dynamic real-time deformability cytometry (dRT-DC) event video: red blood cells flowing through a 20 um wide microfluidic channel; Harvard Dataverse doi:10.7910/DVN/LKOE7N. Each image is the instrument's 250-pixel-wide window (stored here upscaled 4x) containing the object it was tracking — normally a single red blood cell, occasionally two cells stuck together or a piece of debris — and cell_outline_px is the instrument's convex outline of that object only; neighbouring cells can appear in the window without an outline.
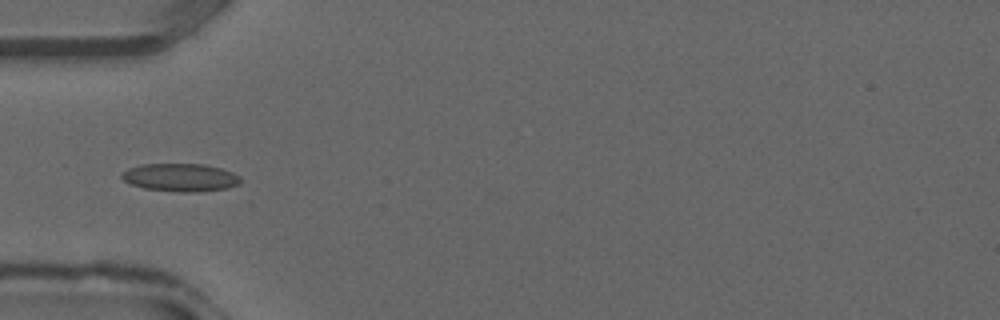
{"species": "common noctule bat (a hibernating species)", "species_latin": "Nyctalus noctula", "temperature_condition": "warm", "stored_images_in_passage": 28, "camera_frame_rate_fps": 3000, "um_per_image_px": 0.085, "animal": {"sex": "male", "forearm_length_mm": 52.5}, "frame": {"image": 1, "passage_image": 3, "time_ms": 0.667, "image_size_px": [1000, 320], "cell_outline_px": [[240, 184], [228, 188], [196, 192], [180, 192], [144, 188], [132, 184], [124, 180], [120, 176], [128, 168], [144, 164], [204, 164], [220, 168], [232, 172], [240, 176]], "centroid_in_image_um": [15.37, 15.08], "position_along_channel_um": 69.6, "area_um2": 19.25}}
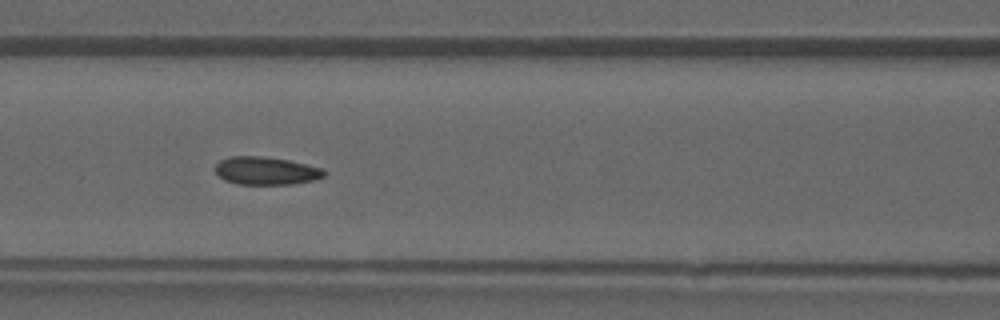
{"frame": {"image": 2, "passage_image": 7, "time_ms": 2.0, "image_size_px": [1000, 320], "cell_outline_px": [[324, 176], [312, 180], [292, 184], [236, 184], [224, 180], [216, 172], [216, 164], [220, 160], [228, 156], [264, 156], [288, 160], [324, 168]], "centroid_in_image_um": [22.59, 14.51], "position_along_channel_um": 144.0, "area_um2": 17.69}}
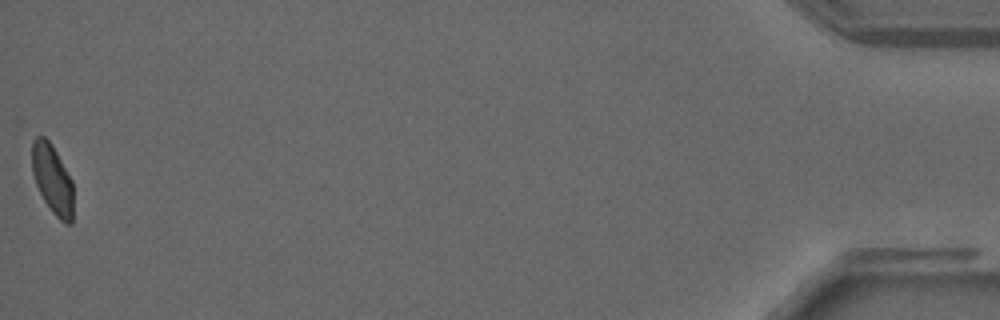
{"frame": {"image": 3, "passage_image": 28, "time_ms": 9.0, "image_size_px": [1000, 320], "cell_outline_px": [[72, 224], [64, 224], [52, 212], [44, 200], [36, 184], [32, 172], [32, 140], [36, 136], [44, 136], [52, 144], [72, 180]], "centroid_in_image_um": [4.44, 15.22], "position_along_channel_um": 430.8, "area_um2": 16.65}}